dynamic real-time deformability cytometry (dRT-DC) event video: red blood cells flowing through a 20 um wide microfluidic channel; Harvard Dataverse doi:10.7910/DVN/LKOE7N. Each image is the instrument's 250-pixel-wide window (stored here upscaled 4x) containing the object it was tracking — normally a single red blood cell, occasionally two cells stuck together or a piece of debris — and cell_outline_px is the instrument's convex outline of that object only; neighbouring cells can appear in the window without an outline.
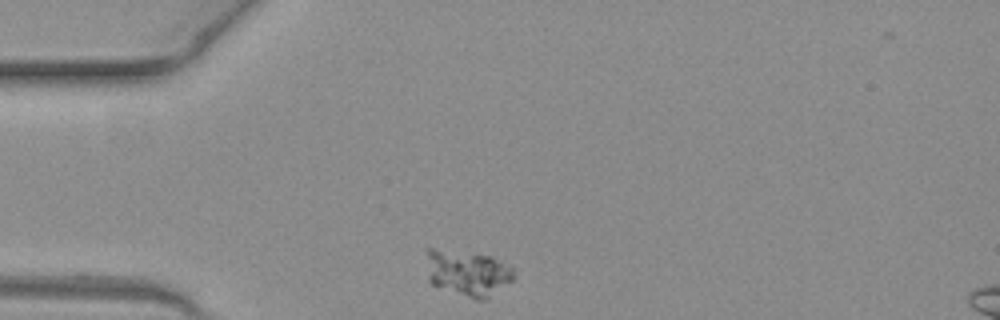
{"species": "common noctule bat (a hibernating species)", "species_latin": "Nyctalus noctula", "temperature_condition": "warm", "stored_images_in_passage": 40, "camera_frame_rate_fps": 3000, "um_per_image_px": 0.085, "animal": {"sex": "female", "body_mass_g": 19.3, "forearm_length_mm": 54.1}, "frame": {"image": 1, "passage_image": 1, "time_ms": 0.0, "image_size_px": [1000, 320], "cell_outline_px": [[516, 276], [512, 280], [484, 300], [476, 300], [432, 284], [428, 280], [428, 248], [432, 248], [476, 252], [492, 256], [512, 264], [516, 268]], "centroid_in_image_um": [39.83, 23.16], "position_along_channel_um": 45.2, "area_um2": 23.76}}
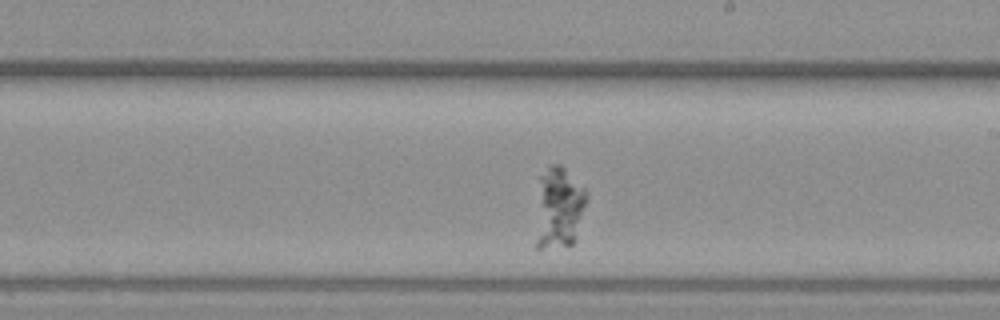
{"frame": {"image": 2, "passage_image": 18, "time_ms": 5.667, "image_size_px": [1000, 320], "cell_outline_px": [[588, 196], [576, 240], [572, 244], [540, 248], [536, 248], [536, 240], [540, 176], [548, 164], [560, 164], [584, 188]], "centroid_in_image_um": [47.53, 17.65], "position_along_channel_um": 241.5, "area_um2": 23.81}}
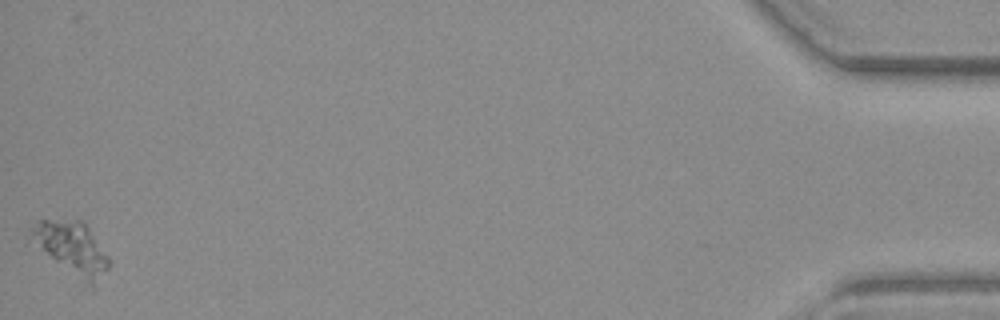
{"frame": {"image": 3, "passage_image": 40, "time_ms": 13.0, "image_size_px": [1000, 320], "cell_outline_px": [[108, 268], [92, 292], [28, 240], [28, 228], [36, 220], [84, 220], [108, 256]], "centroid_in_image_um": [6.07, 21.14], "position_along_channel_um": 429.1, "area_um2": 24.85}}